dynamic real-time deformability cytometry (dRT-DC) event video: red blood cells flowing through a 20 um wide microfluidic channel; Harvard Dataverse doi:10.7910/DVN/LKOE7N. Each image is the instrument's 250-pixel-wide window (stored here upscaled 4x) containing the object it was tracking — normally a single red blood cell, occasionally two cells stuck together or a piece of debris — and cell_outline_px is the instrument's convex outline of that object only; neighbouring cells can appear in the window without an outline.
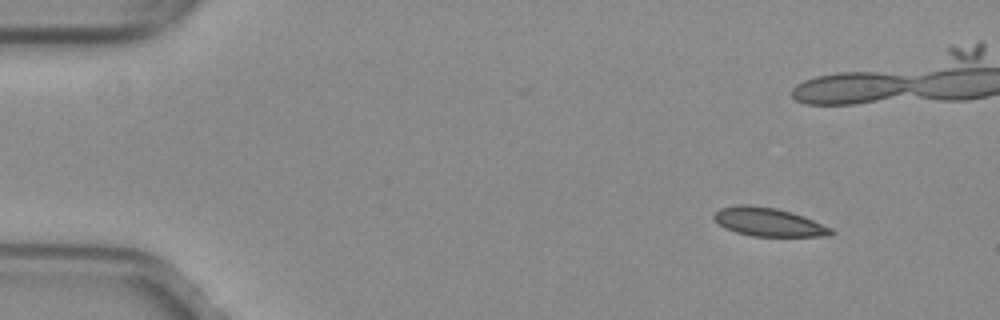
{"species": "common noctule bat (a hibernating species)", "species_latin": "Nyctalus noctula", "temperature_condition": "warm", "stored_images_in_passage": 48, "camera_frame_rate_fps": 3000, "um_per_image_px": 0.085, "animal": {"sex": "female", "body_mass_g": 29.2, "forearm_length_mm": 56.3}, "frame": {"image": 1, "passage_image": 1, "time_ms": 0.0, "image_size_px": [1000, 320], "cell_outline_px": [[836, 232], [832, 236], [752, 236], [736, 232], [724, 228], [712, 216], [720, 208], [736, 204], [752, 204], [776, 208], [792, 212], [804, 216], [832, 228]], "centroid_in_image_um": [65.34, 18.86], "position_along_channel_um": 19.7, "area_um2": 19.65}, "authors_computed_cell_mechanics": {"area_um2": 20.0566, "velocity_mm_per_s": 4.0135, "shape_relaxation_time_tau1_ms": 10.1648, "shape_relaxation_time_tau2_ms": 1.9158, "deformation_change_tau1": 0.1928, "deformation_change_tau2": 0.0639}}